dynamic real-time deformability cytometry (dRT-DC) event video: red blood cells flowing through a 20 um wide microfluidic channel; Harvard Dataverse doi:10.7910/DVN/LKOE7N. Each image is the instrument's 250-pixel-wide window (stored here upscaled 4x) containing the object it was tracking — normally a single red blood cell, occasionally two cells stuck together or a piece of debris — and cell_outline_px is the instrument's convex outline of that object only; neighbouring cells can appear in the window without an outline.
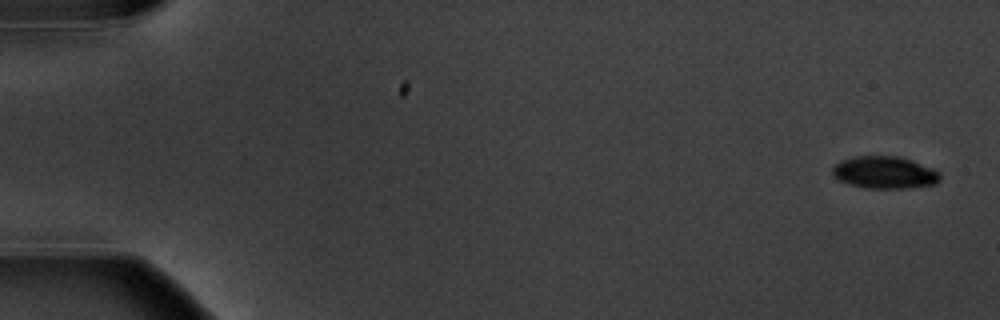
{"species": "common noctule bat (a hibernating species)", "species_latin": "Nyctalus noctula", "temperature_condition": "warm", "stored_images_in_passage": 6, "camera_frame_rate_fps": 3000, "um_per_image_px": 0.085, "animal": {"sex": "male", "body_mass_g": 20.1, "forearm_length_mm": 53.5}, "frame": {"image": 1, "passage_image": 1, "time_ms": 0.0, "image_size_px": [1000, 320], "cell_outline_px": [[940, 180], [936, 184], [904, 188], [864, 188], [840, 180], [832, 176], [832, 168], [840, 160], [856, 156], [896, 156], [912, 160], [932, 168], [940, 172]], "centroid_in_image_um": [75.19, 14.66], "position_along_channel_um": 9.8, "area_um2": 20.17}}
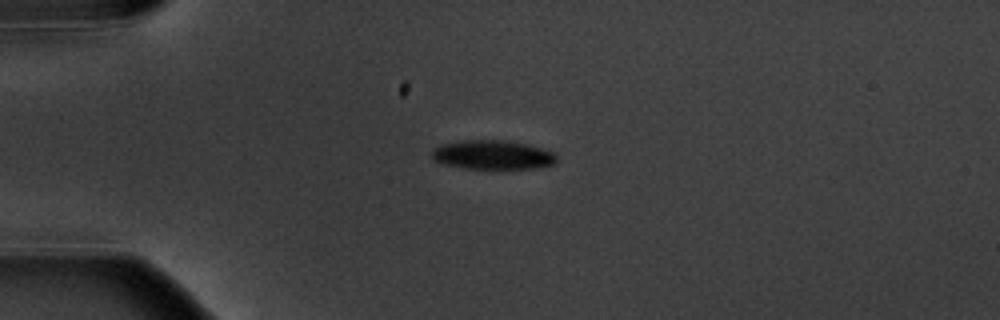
{"frame": {"image": 2, "passage_image": 4, "time_ms": 4.333, "image_size_px": [1000, 320], "cell_outline_px": [[556, 164], [536, 168], [464, 168], [444, 164], [432, 160], [432, 152], [436, 148], [444, 144], [464, 140], [508, 140], [528, 144], [556, 152]], "centroid_in_image_um": [41.93, 13.16], "position_along_channel_um": 43.1, "area_um2": 21.15}}